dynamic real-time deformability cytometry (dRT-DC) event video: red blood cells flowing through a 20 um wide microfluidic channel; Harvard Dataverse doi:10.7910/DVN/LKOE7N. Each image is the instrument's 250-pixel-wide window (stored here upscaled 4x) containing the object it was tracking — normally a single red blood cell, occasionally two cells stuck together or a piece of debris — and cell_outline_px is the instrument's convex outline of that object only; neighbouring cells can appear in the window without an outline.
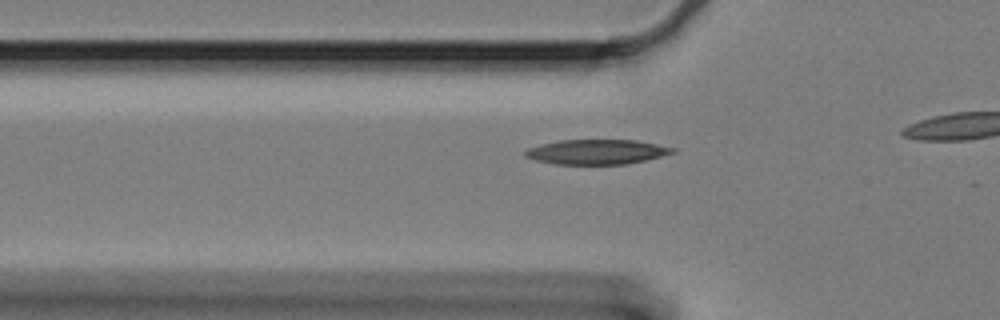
{"species": "Egyptian fruit bat (a non-hibernating species)", "species_latin": "Rousettus aegyptiacus", "temperature_condition": "cold", "stored_images_in_passage": 15, "camera_frame_rate_fps": 3000, "um_per_image_px": 0.085, "animal": {"sex": "female"}, "frame": {"image": 1, "passage_image": 5, "time_ms": 1.333, "image_size_px": [1000, 320], "cell_outline_px": [[676, 152], [644, 160], [624, 164], [556, 164], [536, 160], [524, 156], [524, 152], [528, 148], [540, 144], [560, 140], [636, 140], [676, 148]], "centroid_in_image_um": [50.7, 12.9], "position_along_channel_um": 75.1, "area_um2": 21.15}}
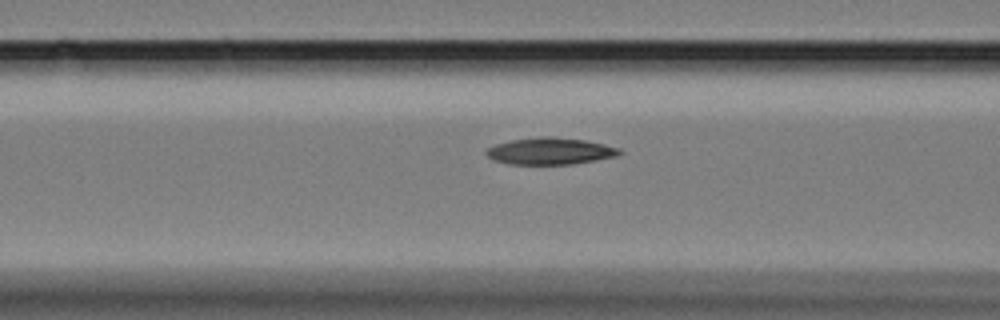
{"frame": {"image": 2, "passage_image": 9, "time_ms": 2.667, "image_size_px": [1000, 320], "cell_outline_px": [[624, 152], [616, 156], [572, 164], [508, 164], [496, 160], [488, 156], [484, 152], [488, 148], [496, 144], [512, 140], [544, 136], [552, 136], [584, 140], [604, 144], [620, 148]], "centroid_in_image_um": [46.78, 12.84], "position_along_channel_um": 119.8, "area_um2": 20.63}}
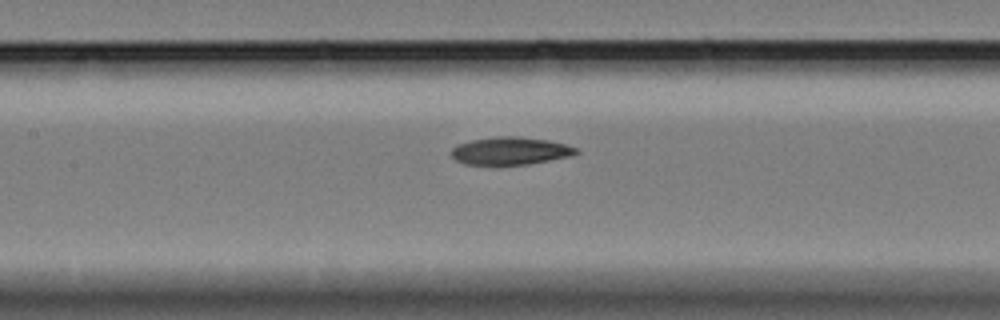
{"frame": {"image": 3, "passage_image": 13, "time_ms": 4.0, "image_size_px": [1000, 320], "cell_outline_px": [[580, 152], [572, 156], [528, 164], [464, 164], [456, 160], [452, 156], [452, 148], [456, 144], [472, 140], [496, 136], [516, 136], [548, 140], [564, 144], [576, 148]], "centroid_in_image_um": [43.38, 12.82], "position_along_channel_um": 164.0, "area_um2": 20.0}}